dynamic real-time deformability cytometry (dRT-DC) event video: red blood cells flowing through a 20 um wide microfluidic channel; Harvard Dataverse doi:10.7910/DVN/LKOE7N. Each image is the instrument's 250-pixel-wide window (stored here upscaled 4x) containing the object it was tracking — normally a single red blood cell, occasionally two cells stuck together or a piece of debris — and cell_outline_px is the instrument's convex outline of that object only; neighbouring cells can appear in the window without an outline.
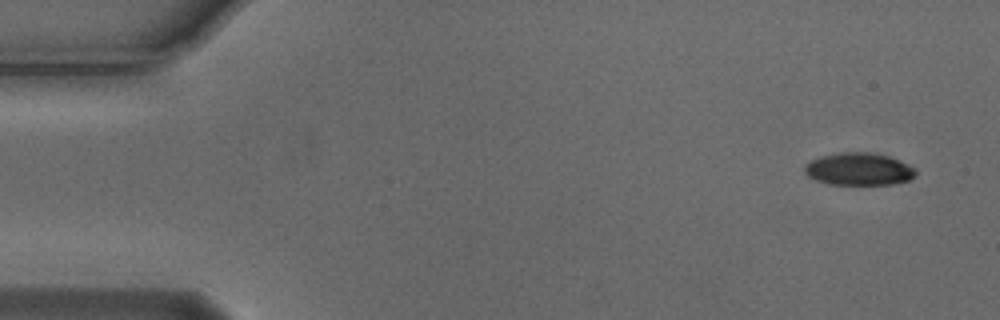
{"species": "Egyptian fruit bat (a non-hibernating species)", "species_latin": "Rousettus aegyptiacus", "temperature_condition": "cold", "stored_images_in_passage": 7, "camera_frame_rate_fps": 3000, "um_per_image_px": 0.085, "animal": {"sex": "male"}, "frame": {"image": 1, "passage_image": 1, "time_ms": 0.0, "image_size_px": [1000, 320], "cell_outline_px": [[916, 172], [908, 180], [892, 184], [828, 184], [808, 176], [804, 172], [804, 164], [820, 156], [840, 152], [872, 152], [888, 156], [908, 164], [916, 168]], "centroid_in_image_um": [72.98, 14.36], "position_along_channel_um": 12.0, "area_um2": 20.92}}
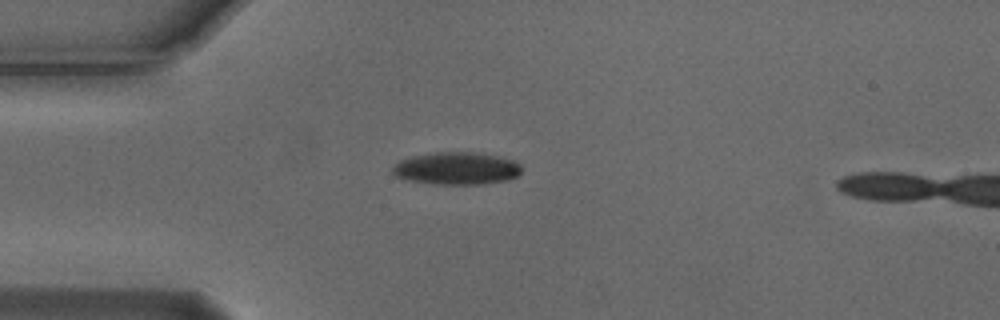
{"frame": {"image": 2, "passage_image": 4, "time_ms": 1.0, "image_size_px": [1000, 320], "cell_outline_px": [[520, 172], [516, 176], [508, 180], [484, 184], [436, 184], [412, 180], [396, 176], [392, 172], [392, 168], [400, 160], [408, 156], [436, 152], [476, 152], [500, 156], [512, 160], [520, 164]], "centroid_in_image_um": [38.82, 14.3], "position_along_channel_um": 46.2, "area_um2": 24.39}}
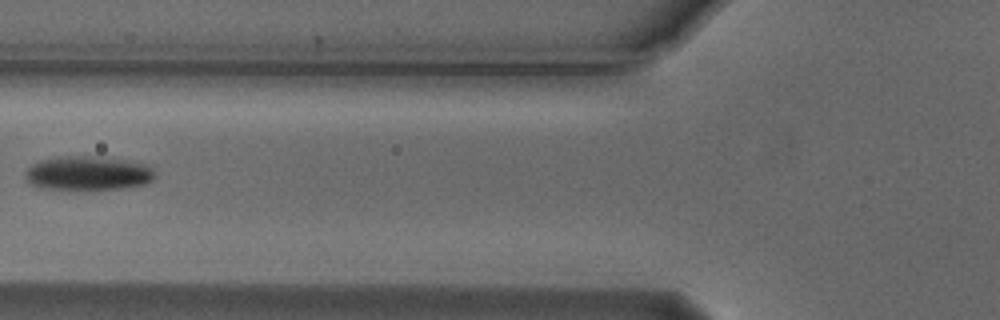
{"frame": {"image": 3, "passage_image": 6, "time_ms": 1.667, "image_size_px": [1000, 320], "cell_outline_px": [[156, 176], [152, 180], [144, 184], [120, 188], [44, 188], [32, 184], [28, 180], [24, 172], [32, 164], [40, 160], [60, 156], [100, 156], [148, 164], [156, 172]], "centroid_in_image_um": [7.52, 14.69], "position_along_channel_um": 118.3, "area_um2": 25.43}}